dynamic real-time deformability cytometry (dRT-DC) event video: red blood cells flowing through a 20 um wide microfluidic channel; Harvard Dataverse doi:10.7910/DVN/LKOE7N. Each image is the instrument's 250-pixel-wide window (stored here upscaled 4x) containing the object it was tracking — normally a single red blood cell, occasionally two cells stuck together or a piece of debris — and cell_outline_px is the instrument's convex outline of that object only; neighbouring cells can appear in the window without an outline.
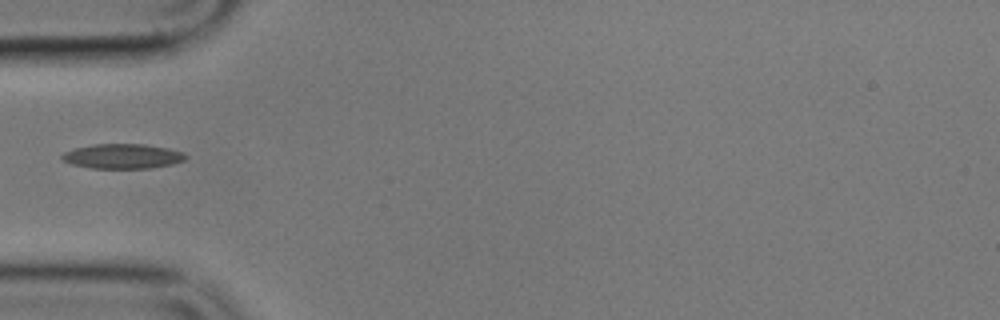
{"species": "common noctule bat (a hibernating species)", "species_latin": "Nyctalus noctula", "temperature_condition": "cold", "stored_images_in_passage": 20, "camera_frame_rate_fps": 3000, "um_per_image_px": 0.085, "animal": {"sex": "male", "body_mass_g": 17.9}, "frame": {"image": 1, "passage_image": 1, "time_ms": 0.0, "image_size_px": [1000, 320], "cell_outline_px": [[188, 156], [184, 160], [172, 164], [152, 168], [88, 168], [72, 164], [64, 160], [60, 156], [64, 152], [76, 148], [92, 144], [144, 144], [184, 152]], "centroid_in_image_um": [10.42, 13.28], "position_along_channel_um": 74.6, "area_um2": 17.74}}
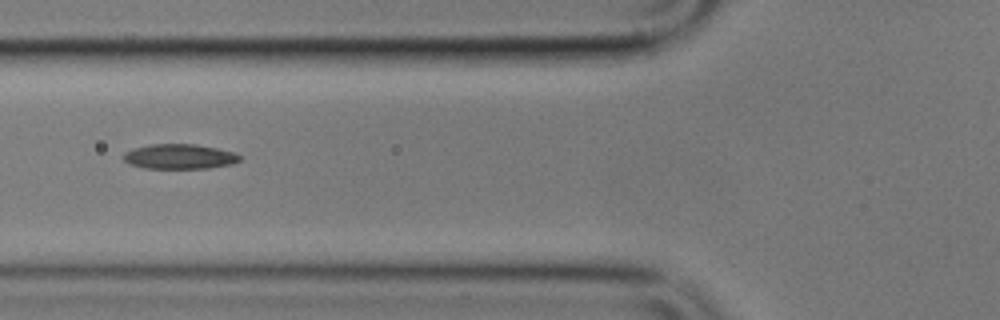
{"frame": {"image": 2, "passage_image": 4, "time_ms": 1.0, "image_size_px": [1000, 320], "cell_outline_px": [[240, 160], [232, 164], [208, 168], [144, 168], [128, 164], [124, 160], [124, 152], [132, 148], [152, 144], [196, 144], [216, 148], [232, 152], [240, 156]], "centroid_in_image_um": [15.22, 13.3], "position_along_channel_um": 110.6, "area_um2": 16.82}}